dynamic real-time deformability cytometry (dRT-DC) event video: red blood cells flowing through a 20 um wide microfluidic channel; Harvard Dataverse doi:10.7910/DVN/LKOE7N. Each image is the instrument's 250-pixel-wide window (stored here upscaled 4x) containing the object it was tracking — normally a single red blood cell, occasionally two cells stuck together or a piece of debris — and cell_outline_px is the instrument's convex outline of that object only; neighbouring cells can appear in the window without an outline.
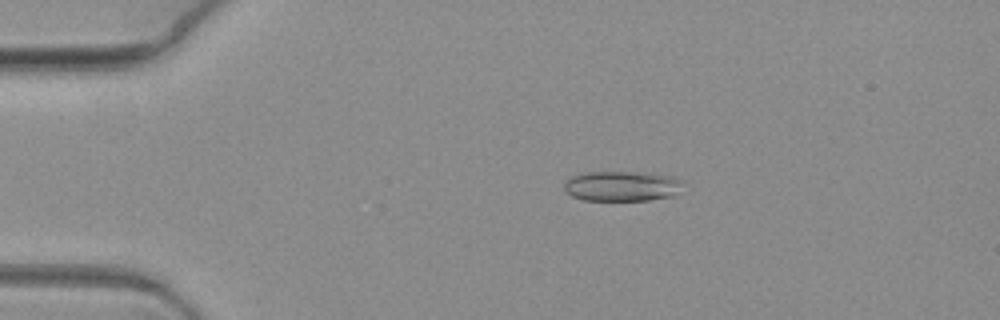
{"species": "common noctule bat (a hibernating species)", "species_latin": "Nyctalus noctula", "temperature_condition": "warm", "stored_images_in_passage": 8, "camera_frame_rate_fps": 3000, "um_per_image_px": 0.085, "animal": {"sex": "female", "body_mass_g": 19.3, "forearm_length_mm": 54.1}, "frame": {"image": 1, "passage_image": 3, "time_ms": 0.667, "image_size_px": [1000, 320], "cell_outline_px": [[680, 184], [672, 196], [648, 200], [584, 200], [572, 196], [564, 192], [564, 180], [572, 176], [584, 172], [628, 172], [672, 176], [680, 180]], "centroid_in_image_um": [52.73, 15.82], "position_along_channel_um": 32.3, "area_um2": 20.52}}
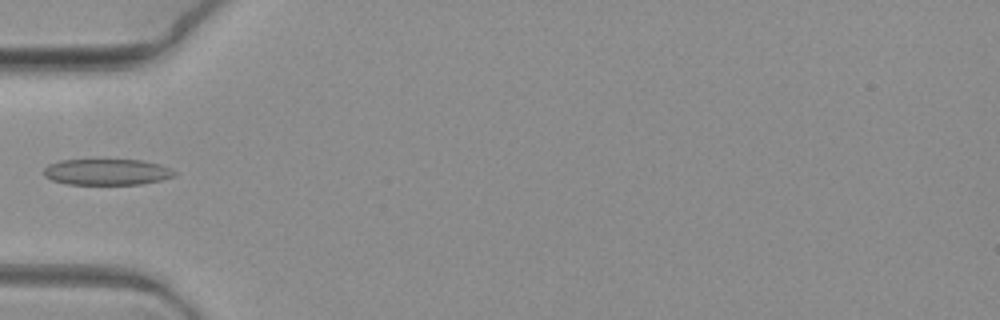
{"frame": {"image": 2, "passage_image": 5, "time_ms": 1.333, "image_size_px": [1000, 320], "cell_outline_px": [[176, 176], [160, 180], [140, 184], [68, 184], [52, 180], [44, 176], [44, 168], [48, 164], [60, 160], [100, 156], [140, 160], [160, 164], [172, 168], [176, 172]], "centroid_in_image_um": [9.07, 14.55], "position_along_channel_um": 75.9, "area_um2": 21.04}}
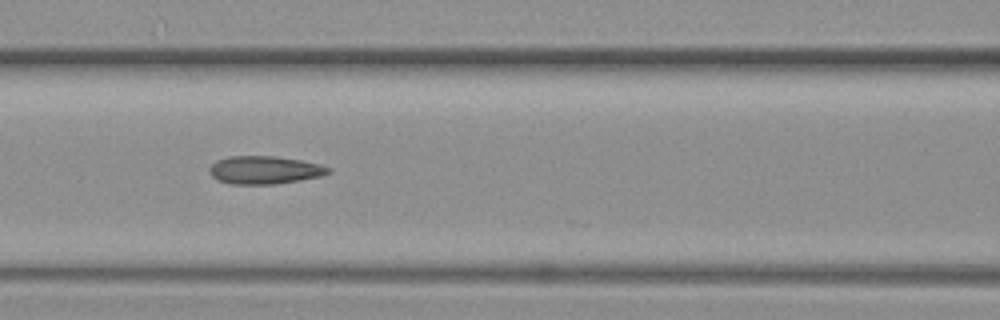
{"frame": {"image": 3, "passage_image": 7, "time_ms": 2.0, "image_size_px": [1000, 320], "cell_outline_px": [[332, 172], [320, 176], [300, 180], [276, 184], [232, 184], [216, 180], [208, 172], [208, 168], [216, 160], [228, 156], [272, 156], [300, 160], [332, 168]], "centroid_in_image_um": [22.44, 14.45], "position_along_channel_um": 144.2, "area_um2": 19.42}}